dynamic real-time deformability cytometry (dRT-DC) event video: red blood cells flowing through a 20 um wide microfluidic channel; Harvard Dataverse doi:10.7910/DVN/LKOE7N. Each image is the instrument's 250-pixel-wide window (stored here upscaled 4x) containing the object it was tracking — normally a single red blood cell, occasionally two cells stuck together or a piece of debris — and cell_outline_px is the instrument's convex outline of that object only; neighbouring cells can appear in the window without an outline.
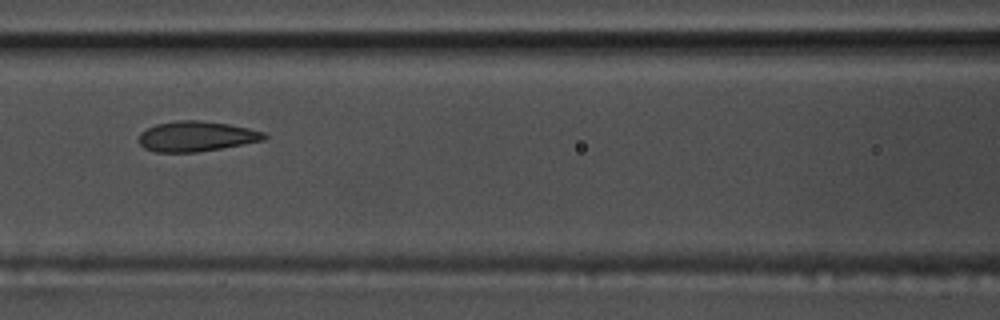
{"species": "common noctule bat (a hibernating species)", "species_latin": "Nyctalus noctula", "temperature_condition": "warm", "stored_images_in_passage": 35, "camera_frame_rate_fps": 3000, "um_per_image_px": 0.085, "animal": {"sex": "male", "body_mass_g": 17.5, "forearm_length_mm": 52.3}, "frame": {"image": 1, "passage_image": 9, "time_ms": 2.667, "image_size_px": [1000, 320], "cell_outline_px": [[268, 136], [264, 140], [220, 148], [196, 152], [156, 152], [144, 148], [140, 144], [140, 132], [156, 124], [176, 120], [196, 120], [228, 124], [248, 128], [264, 132]], "centroid_in_image_um": [16.68, 11.58], "position_along_channel_um": 149.9, "area_um2": 21.85}}
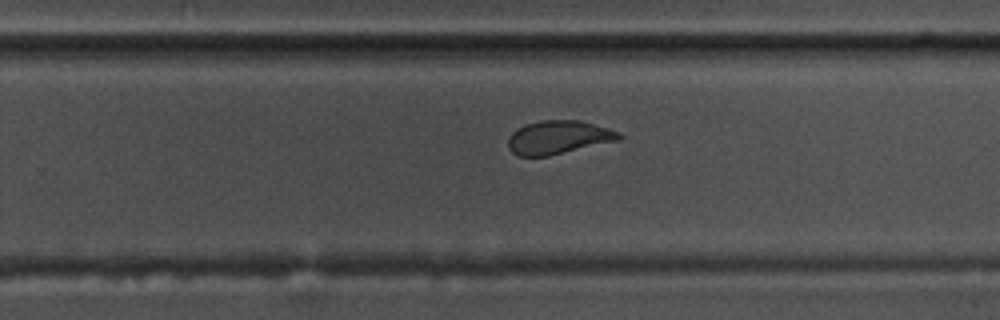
{"frame": {"image": 2, "passage_image": 20, "time_ms": 6.333, "image_size_px": [1000, 320], "cell_outline_px": [[624, 136], [620, 140], [548, 156], [516, 156], [508, 148], [508, 136], [512, 132], [524, 124], [540, 120], [580, 120], [608, 128], [620, 132]], "centroid_in_image_um": [47.46, 11.67], "position_along_channel_um": 282.3, "area_um2": 21.85}}
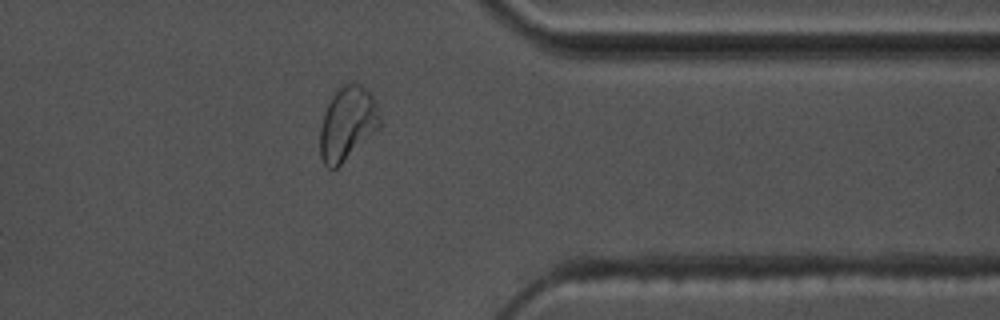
{"frame": {"image": 3, "passage_image": 29, "time_ms": 9.333, "image_size_px": [1000, 320], "cell_outline_px": [[380, 128], [336, 168], [328, 168], [324, 164], [320, 156], [320, 128], [324, 112], [332, 96], [344, 84], [360, 84], [376, 100], [380, 116]], "centroid_in_image_um": [29.53, 10.52], "position_along_channel_um": 381.9, "area_um2": 25.43}}